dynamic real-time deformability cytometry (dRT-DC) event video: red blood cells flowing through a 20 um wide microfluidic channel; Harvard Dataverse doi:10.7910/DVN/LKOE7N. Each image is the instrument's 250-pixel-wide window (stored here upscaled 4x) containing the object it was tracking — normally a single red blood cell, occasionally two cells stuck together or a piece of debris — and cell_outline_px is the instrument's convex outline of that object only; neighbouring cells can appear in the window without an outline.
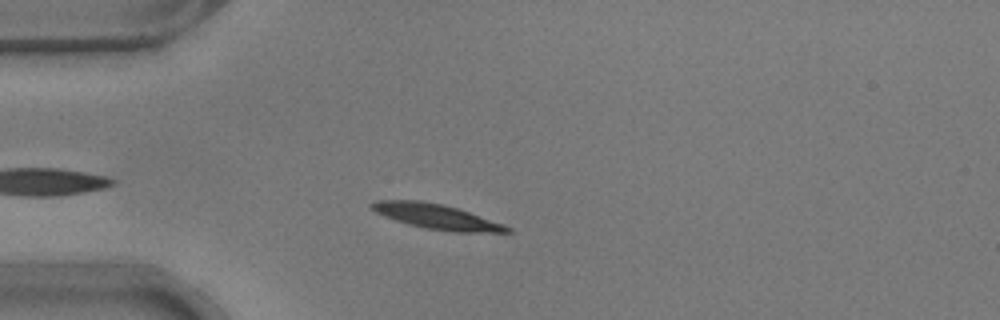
{"species": "common noctule bat (a hibernating species)", "species_latin": "Nyctalus noctula", "temperature_condition": "warm", "stored_images_in_passage": 34, "camera_frame_rate_fps": 3000, "um_per_image_px": 0.085, "animal": {"sex": "male", "body_mass_g": 17.9}, "frame": {"image": 1, "passage_image": 6, "time_ms": 1.667, "image_size_px": [1000, 320], "cell_outline_px": [[512, 232], [452, 232], [424, 228], [408, 224], [384, 216], [368, 208], [368, 204], [376, 200], [420, 200], [444, 204], [504, 224], [512, 228]], "centroid_in_image_um": [37.06, 18.4], "position_along_channel_um": 47.9, "area_um2": 19.77}}
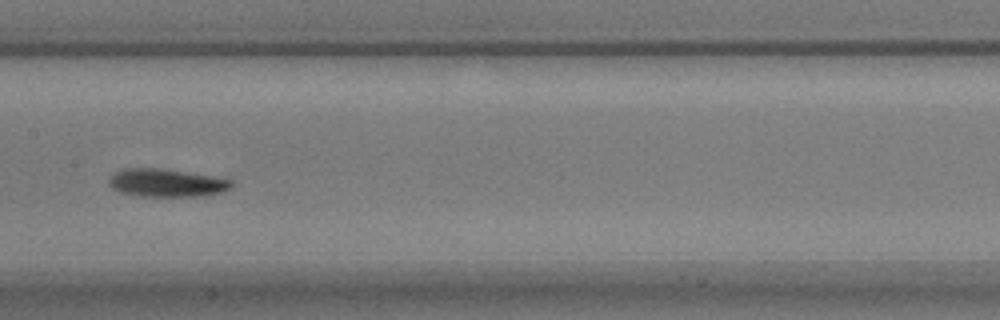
{"frame": {"image": 2, "passage_image": 19, "time_ms": 6.0, "image_size_px": [1000, 320], "cell_outline_px": [[232, 184], [228, 188], [220, 192], [204, 196], [140, 196], [120, 192], [112, 188], [108, 184], [108, 180], [120, 168], [160, 168], [232, 180]], "centroid_in_image_um": [14.08, 15.54], "position_along_channel_um": 193.3, "area_um2": 19.65}}
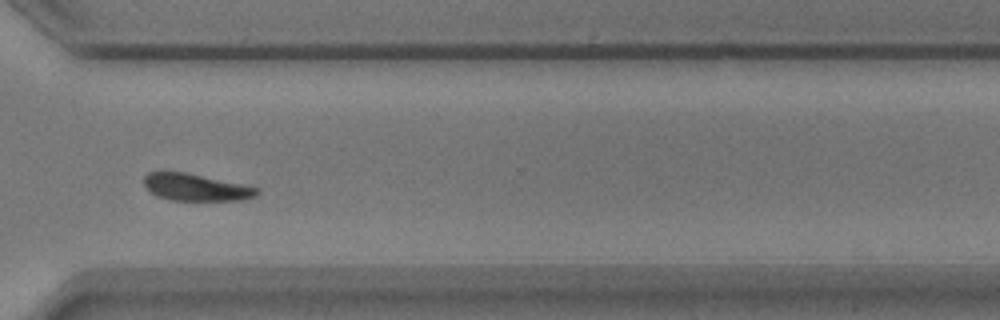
{"frame": {"image": 3, "passage_image": 32, "time_ms": 10.333, "image_size_px": [1000, 320], "cell_outline_px": [[260, 192], [256, 196], [240, 200], [168, 200], [156, 196], [144, 184], [144, 176], [148, 172], [160, 168], [184, 172], [260, 188]], "centroid_in_image_um": [16.57, 15.89], "position_along_channel_um": 354.0, "area_um2": 18.09}, "authors_computed_cell_mechanics": {"area_um2": 19.5653, "velocity_mm_per_s": 3.7075, "shape_relaxation_time_tau1_ms": 3.2664, "shape_relaxation_time_tau2_ms": null, "deformation_change_tau1": 0.1262, "deformation_change_tau2": null}}